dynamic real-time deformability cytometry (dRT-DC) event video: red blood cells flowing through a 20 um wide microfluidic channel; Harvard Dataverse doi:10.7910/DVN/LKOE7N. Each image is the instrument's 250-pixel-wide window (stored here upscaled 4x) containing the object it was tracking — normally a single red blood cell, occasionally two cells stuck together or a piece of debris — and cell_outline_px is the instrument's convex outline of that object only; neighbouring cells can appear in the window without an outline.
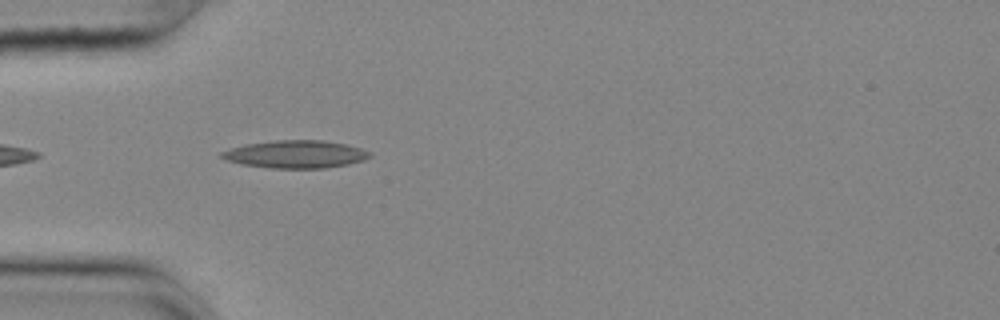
{"species": "common noctule bat (a hibernating species)", "species_latin": "Nyctalus noctula", "temperature_condition": "cold", "stored_images_in_passage": 6, "camera_frame_rate_fps": 3000, "um_per_image_px": 0.085, "animal": {"sex": "female", "body_mass_g": 25.1}, "frame": {"image": 1, "passage_image": 3, "time_ms": 0.667, "image_size_px": [1000, 320], "cell_outline_px": [[372, 156], [364, 160], [348, 164], [324, 168], [272, 168], [244, 164], [228, 160], [220, 156], [220, 152], [232, 148], [248, 144], [276, 140], [324, 140], [344, 144], [360, 148], [372, 152]], "centroid_in_image_um": [25.18, 13.11], "position_along_channel_um": 59.8, "area_um2": 23.64}}